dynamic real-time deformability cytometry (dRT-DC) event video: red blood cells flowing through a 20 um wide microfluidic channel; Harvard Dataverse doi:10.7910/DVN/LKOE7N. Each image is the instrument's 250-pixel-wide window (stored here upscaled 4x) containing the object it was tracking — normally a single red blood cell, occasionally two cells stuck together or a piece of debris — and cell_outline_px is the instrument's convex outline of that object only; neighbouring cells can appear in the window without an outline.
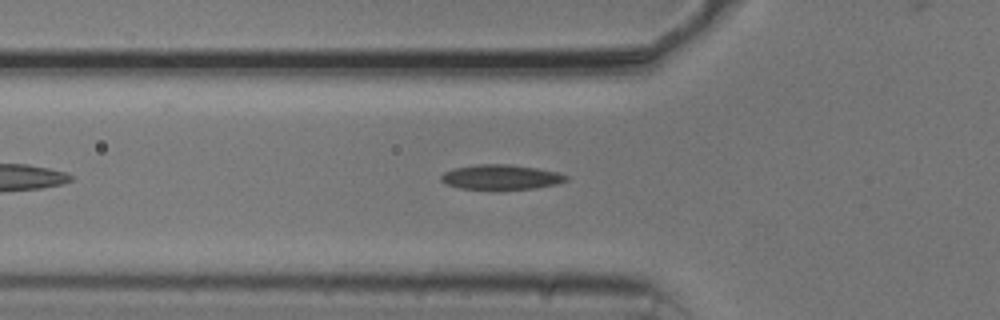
{"species": "common noctule bat (a hibernating species)", "species_latin": "Nyctalus noctula", "temperature_condition": "cold", "stored_images_in_passage": 42, "camera_frame_rate_fps": 3000, "um_per_image_px": 0.085, "animal": {"sex": "male", "body_mass_g": 20.5, "forearm_length_mm": 52.5}, "frame": {"image": 1, "passage_image": 8, "time_ms": 2.333, "image_size_px": [1000, 320], "cell_outline_px": [[568, 180], [556, 184], [536, 188], [460, 188], [444, 184], [440, 180], [440, 176], [444, 172], [452, 168], [476, 164], [508, 164], [536, 168], [556, 172], [568, 176]], "centroid_in_image_um": [42.53, 15.03], "position_along_channel_um": 83.3, "area_um2": 17.86}}
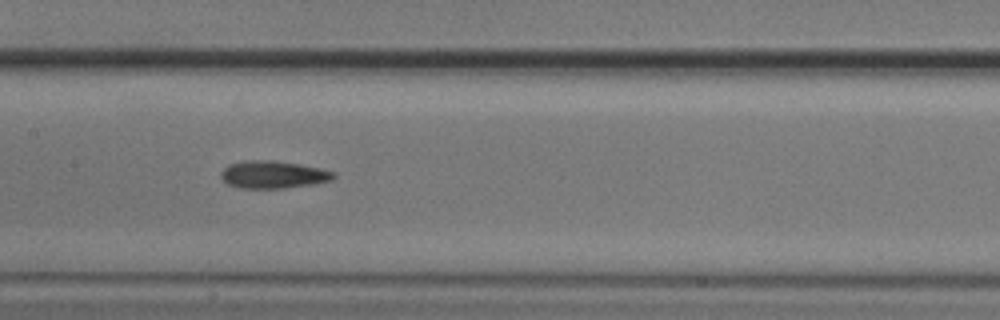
{"frame": {"image": 2, "passage_image": 16, "time_ms": 5.0, "image_size_px": [1000, 320], "cell_outline_px": [[336, 176], [332, 180], [316, 184], [284, 188], [240, 188], [228, 184], [220, 176], [220, 172], [228, 164], [248, 160], [272, 160], [300, 164], [320, 168], [336, 172]], "centroid_in_image_um": [23.24, 14.84], "position_along_channel_um": 184.2, "area_um2": 18.21}}
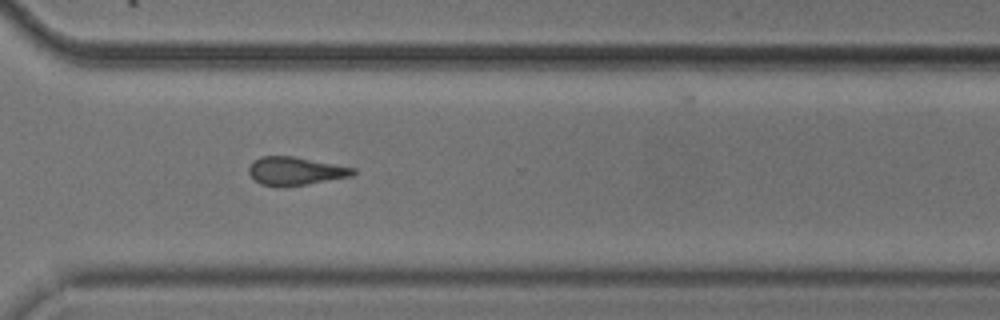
{"frame": {"image": 3, "passage_image": 29, "time_ms": 9.333, "image_size_px": [1000, 320], "cell_outline_px": [[356, 172], [352, 176], [308, 184], [284, 188], [276, 188], [260, 184], [248, 172], [248, 168], [252, 160], [260, 156], [296, 156], [356, 168]], "centroid_in_image_um": [25.09, 14.55], "position_along_channel_um": 345.5, "area_um2": 17.63}, "authors_computed_cell_mechanics": {"area_um2": 17.8024, "velocity_mm_per_s": 3.7402, "shape_relaxation_time_tau1_ms": 4.3665, "shape_relaxation_time_tau2_ms": 4.4879, "deformation_change_tau1": 0.1064, "deformation_change_tau2": 0.1317}}